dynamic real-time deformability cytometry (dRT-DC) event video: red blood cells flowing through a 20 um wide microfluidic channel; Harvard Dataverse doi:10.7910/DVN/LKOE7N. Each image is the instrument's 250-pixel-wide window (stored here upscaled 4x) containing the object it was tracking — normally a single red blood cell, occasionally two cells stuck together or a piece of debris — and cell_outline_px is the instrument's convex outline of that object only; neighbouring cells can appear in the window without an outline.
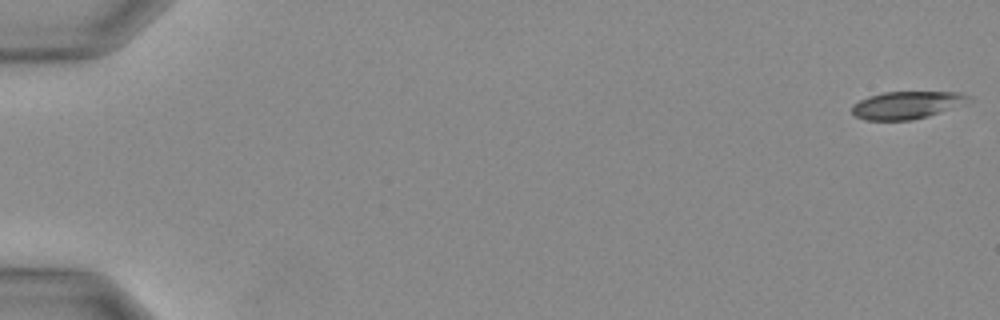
{"species": "Egyptian fruit bat (a non-hibernating species)", "species_latin": "Rousettus aegyptiacus", "temperature_condition": "warm", "stored_images_in_passage": 9, "camera_frame_rate_fps": 3000, "um_per_image_px": 0.085, "animal": {"sex": "female"}, "frame": {"image": 1, "passage_image": 1, "time_ms": 0.0, "image_size_px": [1000, 320], "cell_outline_px": [[972, 100], [964, 104], [928, 116], [912, 120], [864, 120], [856, 116], [852, 112], [852, 104], [868, 96], [884, 92], [960, 92], [968, 96]], "centroid_in_image_um": [77.06, 8.93], "position_along_channel_um": 7.9, "area_um2": 18.67}}